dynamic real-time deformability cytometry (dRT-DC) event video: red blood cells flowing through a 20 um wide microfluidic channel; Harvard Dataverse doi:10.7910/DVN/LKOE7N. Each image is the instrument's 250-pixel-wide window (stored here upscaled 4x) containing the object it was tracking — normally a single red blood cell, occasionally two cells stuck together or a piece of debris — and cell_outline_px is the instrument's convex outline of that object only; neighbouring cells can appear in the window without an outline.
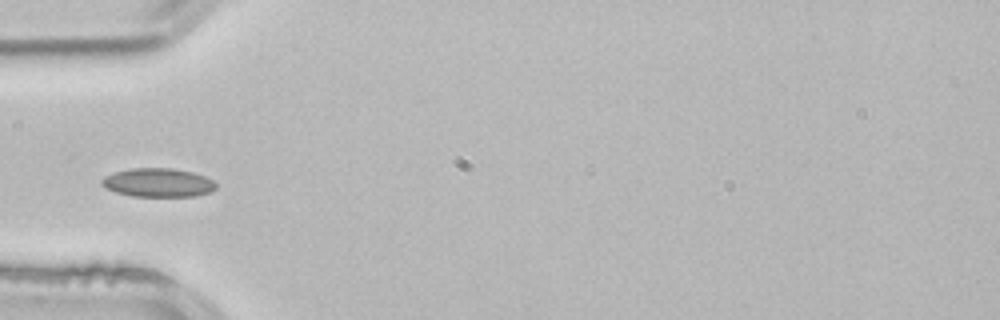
{"species": "common noctule bat (a hibernating species)", "species_latin": "Nyctalus noctula", "temperature_condition": "room temperature", "stored_images_in_passage": 3, "camera_frame_rate_fps": 3000, "um_per_image_px": 0.085, "animal": {"sex": "male", "body_mass_g": 21.5, "forearm_length_mm": 52.0}, "frame": {"image": 1, "passage_image": 3, "time_ms": 0.667, "image_size_px": [1000, 320], "cell_outline_px": [[216, 188], [208, 192], [196, 196], [132, 196], [116, 192], [104, 188], [100, 184], [100, 180], [104, 176], [116, 172], [132, 168], [172, 168], [192, 172], [204, 176], [212, 180], [216, 184]], "centroid_in_image_um": [13.4, 15.52], "position_along_channel_um": 71.6, "area_um2": 19.07}}